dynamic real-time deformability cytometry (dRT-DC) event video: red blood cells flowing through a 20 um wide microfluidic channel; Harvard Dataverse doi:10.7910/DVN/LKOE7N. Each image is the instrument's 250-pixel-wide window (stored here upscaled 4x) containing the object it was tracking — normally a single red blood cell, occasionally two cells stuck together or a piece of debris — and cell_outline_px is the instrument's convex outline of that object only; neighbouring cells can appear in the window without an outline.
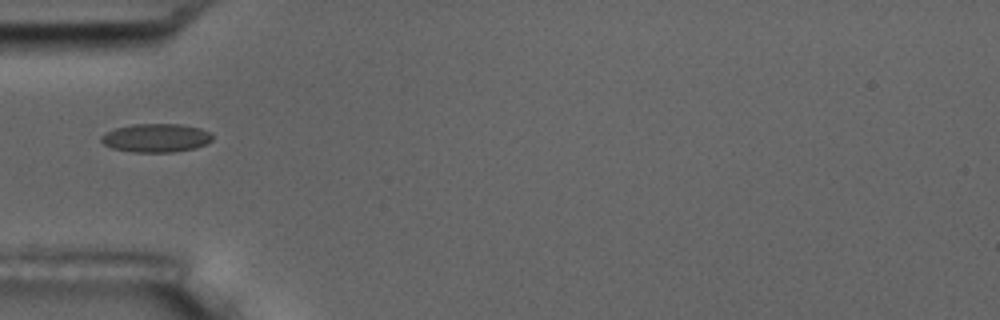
{"species": "common noctule bat (a hibernating species)", "species_latin": "Nyctalus noctula", "temperature_condition": "room temperature", "stored_images_in_passage": 5, "segment_of_instrument_passage": [2, 2], "camera_frame_rate_fps": 3000, "um_per_image_px": 0.085, "animal": {"sex": "male", "body_mass_g": 17.5, "forearm_length_mm": 52.3}, "frame": {"image": 1, "passage_image": 5, "time_ms": 5.667, "image_size_px": [1000, 320], "cell_outline_px": [[212, 140], [208, 144], [196, 148], [172, 152], [136, 152], [112, 148], [104, 144], [100, 140], [100, 136], [104, 132], [116, 128], [132, 124], [180, 124], [200, 128], [208, 132], [212, 136]], "centroid_in_image_um": [13.25, 11.72], "position_along_channel_um": 71.7, "area_um2": 18.55}}